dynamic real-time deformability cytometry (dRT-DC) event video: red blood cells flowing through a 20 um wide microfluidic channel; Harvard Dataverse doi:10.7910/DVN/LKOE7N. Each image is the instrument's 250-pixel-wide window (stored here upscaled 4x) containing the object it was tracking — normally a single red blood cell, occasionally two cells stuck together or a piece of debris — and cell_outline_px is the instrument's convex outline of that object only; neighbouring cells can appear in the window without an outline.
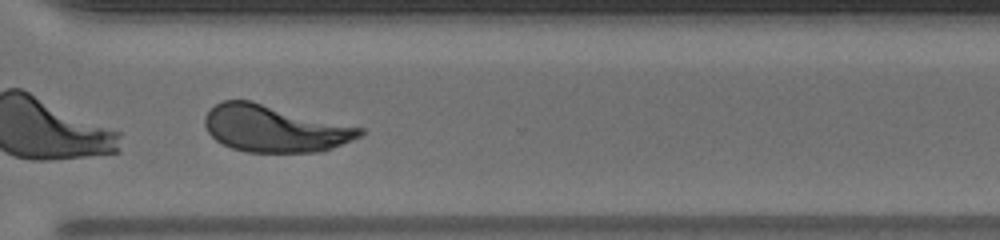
{"species": "human", "species_latin": "Homo sapiens", "temperature_condition": "warm", "stored_images_in_passage": 35, "camera_frame_rate_fps": 3000, "um_per_image_px": 0.085, "donor": {"sex": "male"}, "frame": {"image": 1, "passage_image": 25, "time_ms": 8.0, "image_size_px": [1000, 240], "cell_outline_px": [[364, 132], [360, 136], [332, 148], [320, 152], [248, 152], [232, 148], [216, 140], [208, 132], [204, 124], [204, 116], [216, 104], [224, 100], [252, 100], [364, 128]], "centroid_in_image_um": [23.33, 10.92], "position_along_channel_um": 347.3, "area_um2": 42.31}, "authors_computed_cell_mechanics": {"area_um2": 43.0032, "velocity_mm_per_s": 3.9286, "shape_relaxation_time_tau1_ms": 3.3061, "shape_relaxation_time_tau2_ms": null, "deformation_change_tau1": 0.1979, "deformation_change_tau2": null}}